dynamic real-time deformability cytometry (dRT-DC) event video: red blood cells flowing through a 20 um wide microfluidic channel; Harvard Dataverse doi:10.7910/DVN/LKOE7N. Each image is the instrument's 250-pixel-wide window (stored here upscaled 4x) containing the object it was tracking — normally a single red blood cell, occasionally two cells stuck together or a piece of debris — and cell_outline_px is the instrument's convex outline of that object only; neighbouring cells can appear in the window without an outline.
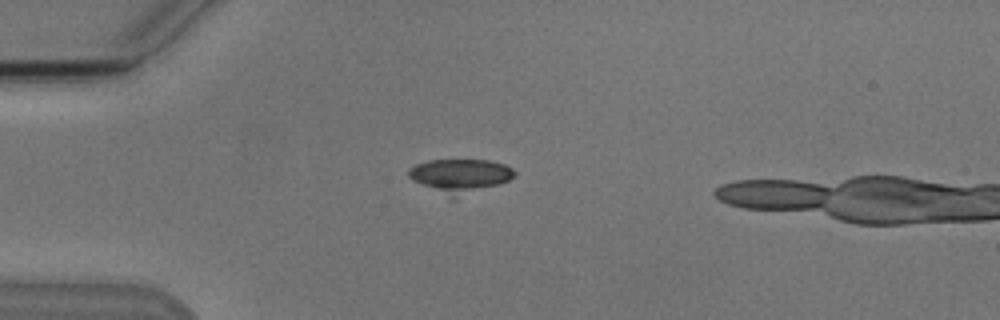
{"species": "Egyptian fruit bat (a non-hibernating species)", "species_latin": "Rousettus aegyptiacus", "temperature_condition": "cold", "stored_images_in_passage": 6, "camera_frame_rate_fps": 3000, "um_per_image_px": 0.085, "animal": {"sex": "male"}, "frame": {"image": 1, "passage_image": 3, "time_ms": 2.667, "image_size_px": [1000, 320], "cell_outline_px": [[516, 176], [508, 180], [452, 200], [412, 180], [408, 176], [408, 168], [416, 164], [428, 160], [488, 160], [504, 164], [512, 168], [516, 172]], "centroid_in_image_um": [39.07, 14.95], "position_along_channel_um": 45.9, "area_um2": 20.98}}
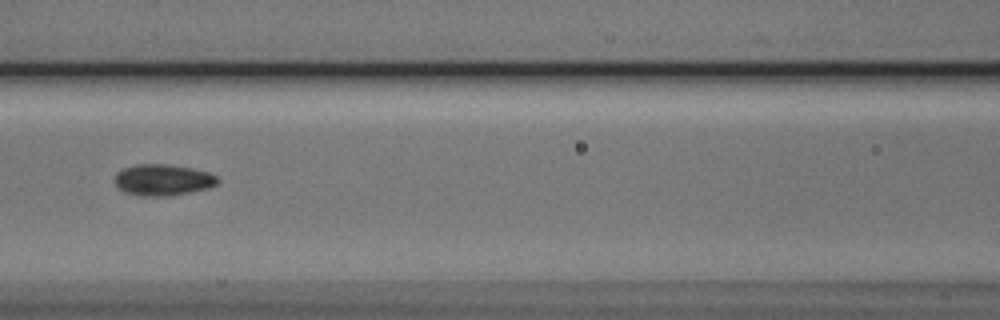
{"frame": {"image": 2, "passage_image": 6, "time_ms": 6.0, "image_size_px": [1000, 320], "cell_outline_px": [[220, 180], [216, 184], [208, 188], [168, 196], [140, 196], [124, 192], [116, 184], [116, 172], [124, 168], [136, 164], [168, 164], [192, 168], [208, 172], [216, 176]], "centroid_in_image_um": [13.84, 15.29], "position_along_channel_um": 152.8, "area_um2": 18.67}}